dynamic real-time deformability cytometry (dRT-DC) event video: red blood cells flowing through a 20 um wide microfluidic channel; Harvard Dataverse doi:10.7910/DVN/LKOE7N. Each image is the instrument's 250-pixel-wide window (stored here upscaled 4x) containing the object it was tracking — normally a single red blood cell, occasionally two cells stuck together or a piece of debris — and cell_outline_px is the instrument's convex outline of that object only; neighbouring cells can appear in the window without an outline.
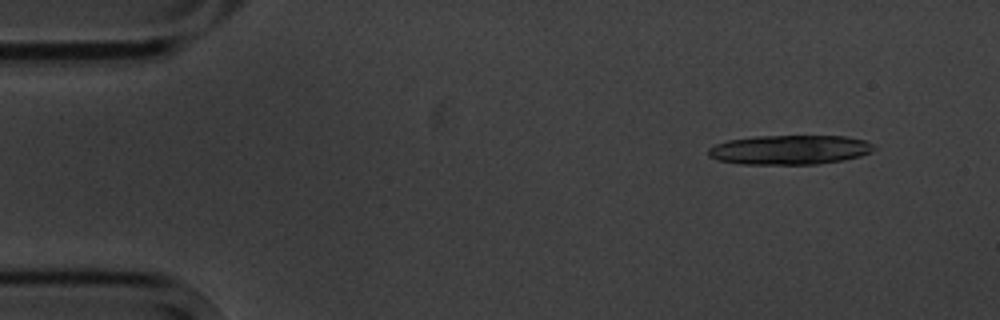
{"species": "common noctule bat (a hibernating species)", "species_latin": "Nyctalus noctula", "temperature_condition": "cold", "stored_images_in_passage": 4, "camera_frame_rate_fps": 3000, "um_per_image_px": 0.085, "animal": {"sex": "male", "body_mass_g": 20.1, "forearm_length_mm": 53.5}, "frame": {"image": 1, "passage_image": 1, "time_ms": 0.0, "image_size_px": [1000, 320], "cell_outline_px": [[876, 148], [872, 152], [860, 156], [844, 160], [820, 164], [740, 164], [716, 160], [708, 156], [708, 148], [716, 144], [728, 140], [756, 136], [848, 136], [864, 140], [872, 144]], "centroid_in_image_um": [67.13, 12.73], "position_along_channel_um": 17.9, "area_um2": 28.61}}